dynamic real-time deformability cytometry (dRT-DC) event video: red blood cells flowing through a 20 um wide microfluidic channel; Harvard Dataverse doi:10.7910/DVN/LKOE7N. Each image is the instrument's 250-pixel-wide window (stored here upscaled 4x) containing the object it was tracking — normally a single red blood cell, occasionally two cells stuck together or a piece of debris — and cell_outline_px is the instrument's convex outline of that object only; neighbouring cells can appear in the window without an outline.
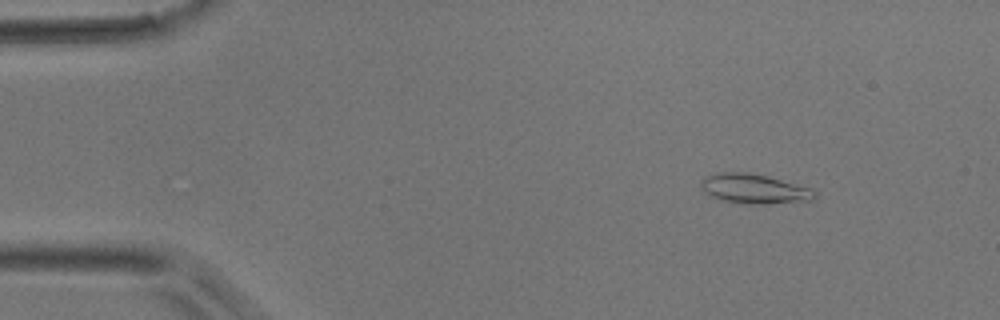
{"species": "common noctule bat (a hibernating species)", "species_latin": "Nyctalus noctula", "temperature_condition": "room temperature", "stored_images_in_passage": 34, "camera_frame_rate_fps": 3000, "um_per_image_px": 0.085, "animal": {"sex": "male", "body_mass_g": 17.9}, "frame": {"image": 1, "passage_image": 1, "time_ms": 0.0, "image_size_px": [1000, 320], "cell_outline_px": [[816, 196], [812, 200], [764, 204], [744, 204], [724, 200], [712, 196], [700, 188], [700, 180], [704, 176], [716, 172], [748, 172], [768, 176], [812, 188], [816, 192]], "centroid_in_image_um": [64.09, 16.03], "position_along_channel_um": 20.9, "area_um2": 19.77}}
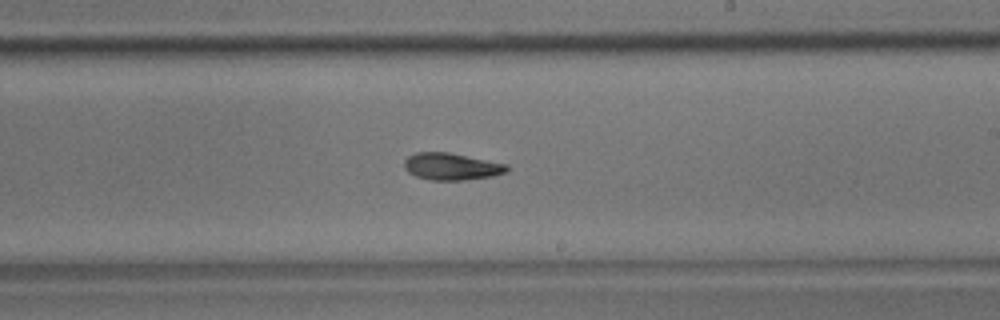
{"frame": {"image": 2, "passage_image": 23, "time_ms": 7.333, "image_size_px": [1000, 320], "cell_outline_px": [[508, 172], [492, 176], [464, 180], [432, 180], [416, 176], [408, 172], [404, 168], [404, 160], [408, 156], [416, 152], [448, 152], [508, 164]], "centroid_in_image_um": [38.38, 14.15], "position_along_channel_um": 250.6, "area_um2": 16.18}}
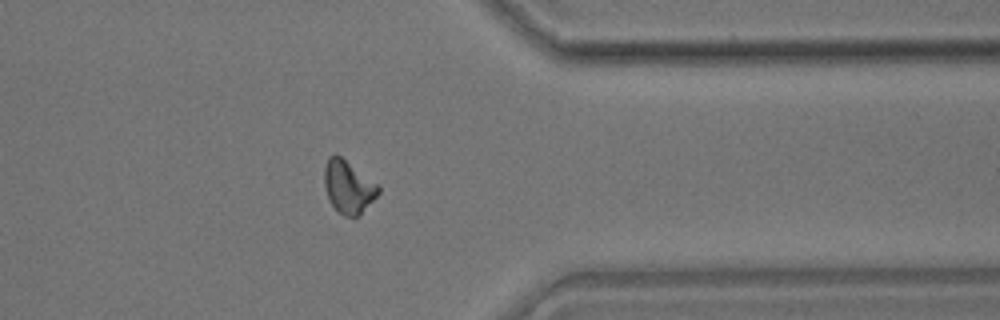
{"frame": {"image": 3, "passage_image": 33, "time_ms": 10.667, "image_size_px": [1000, 320], "cell_outline_px": [[380, 192], [356, 216], [344, 216], [336, 212], [324, 188], [324, 168], [328, 156], [340, 156], [380, 184]], "centroid_in_image_um": [29.6, 15.86], "position_along_channel_um": 381.8, "area_um2": 16.47}}